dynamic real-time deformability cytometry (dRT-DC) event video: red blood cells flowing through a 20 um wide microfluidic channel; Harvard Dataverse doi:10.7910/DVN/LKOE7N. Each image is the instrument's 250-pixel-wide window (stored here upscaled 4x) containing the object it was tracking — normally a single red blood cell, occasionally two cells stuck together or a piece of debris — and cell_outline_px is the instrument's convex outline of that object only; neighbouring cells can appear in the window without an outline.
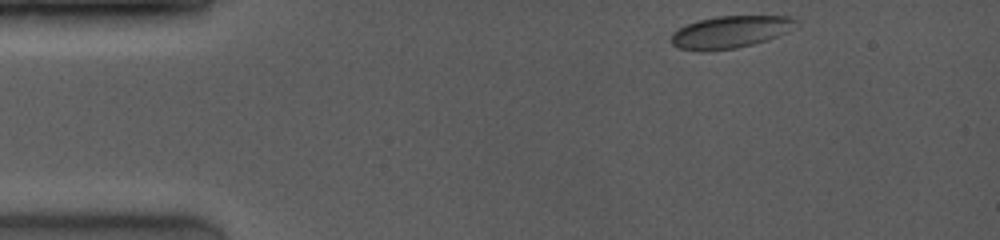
{"species": "common noctule bat (a hibernating species)", "species_latin": "Nyctalus noctula", "temperature_condition": "room temperature", "stored_images_in_passage": 7, "camera_frame_rate_fps": 4000, "um_per_image_px": 0.085, "animal": {"sex": "female", "body_mass_g": 19.0, "forearm_length_mm": 53.3}, "frame": {"image": 1, "passage_image": 1, "time_ms": 0.0, "image_size_px": [1000, 240], "cell_outline_px": [[800, 24], [788, 32], [768, 40], [736, 48], [704, 52], [700, 52], [676, 48], [672, 44], [672, 32], [688, 24], [700, 20], [716, 16], [788, 16], [800, 20]], "centroid_in_image_um": [62.12, 2.73], "position_along_channel_um": 22.9, "area_um2": 23.76}}
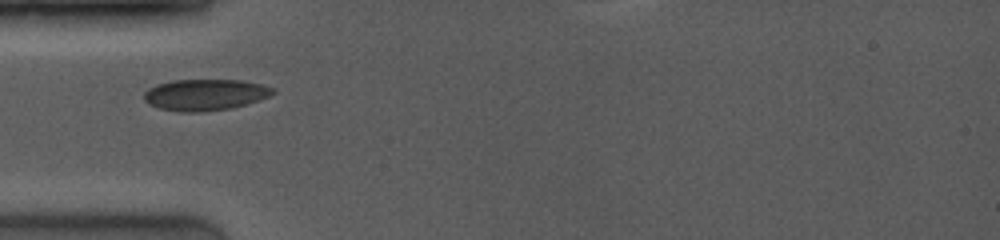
{"frame": {"image": 2, "passage_image": 5, "time_ms": 3.0, "image_size_px": [1000, 240], "cell_outline_px": [[276, 92], [268, 96], [248, 104], [232, 108], [200, 112], [176, 112], [160, 108], [148, 104], [144, 100], [144, 92], [148, 88], [156, 84], [172, 80], [244, 80], [260, 84], [272, 88]], "centroid_in_image_um": [17.4, 8.06], "position_along_channel_um": 67.6, "area_um2": 23.64}}